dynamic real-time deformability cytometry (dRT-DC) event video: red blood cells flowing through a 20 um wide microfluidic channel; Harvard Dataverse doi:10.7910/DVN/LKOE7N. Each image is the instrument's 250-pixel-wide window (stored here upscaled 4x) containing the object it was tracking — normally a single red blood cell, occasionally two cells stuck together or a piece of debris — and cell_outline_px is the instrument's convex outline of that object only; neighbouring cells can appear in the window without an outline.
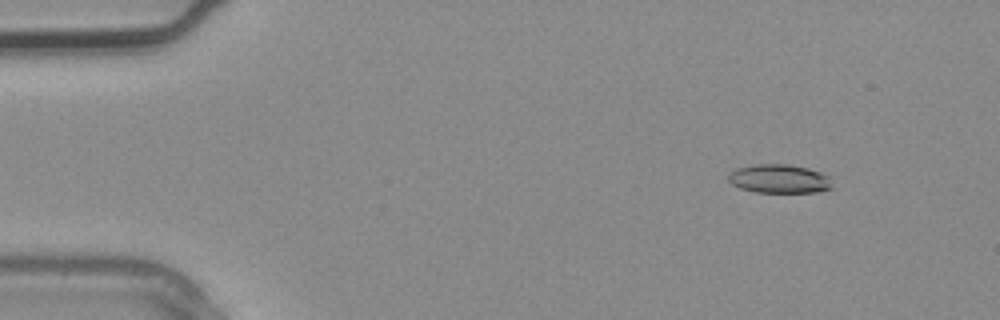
{"species": "common noctule bat (a hibernating species)", "species_latin": "Nyctalus noctula", "temperature_condition": "warm", "stored_images_in_passage": 3, "camera_frame_rate_fps": 3000, "um_per_image_px": 0.085, "animal": {"sex": "male", "body_mass_g": 20.4}, "frame": {"image": 1, "passage_image": 1, "time_ms": 0.0, "image_size_px": [1000, 320], "cell_outline_px": [[832, 188], [816, 192], [756, 192], [740, 188], [732, 184], [728, 180], [728, 176], [736, 168], [752, 164], [788, 164], [808, 168], [820, 172], [828, 176]], "centroid_in_image_um": [66.22, 15.19], "position_along_channel_um": 18.8, "area_um2": 17.34}}
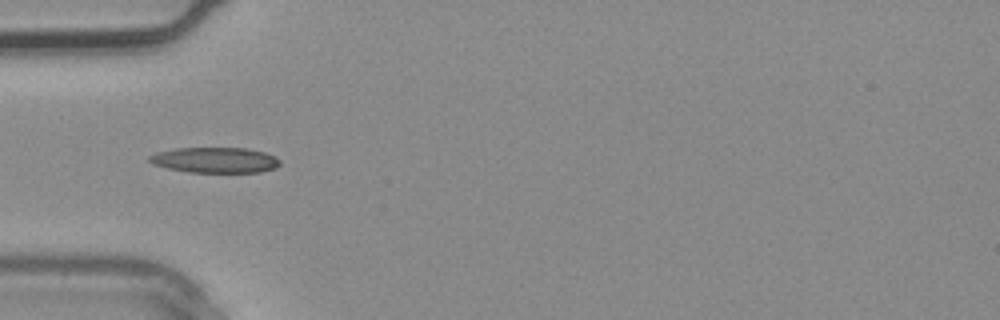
{"frame": {"image": 2, "passage_image": 3, "time_ms": 0.667, "image_size_px": [1000, 320], "cell_outline_px": [[280, 164], [276, 168], [260, 172], [188, 172], [168, 168], [152, 164], [148, 160], [148, 156], [156, 152], [176, 148], [248, 148], [264, 152], [276, 156], [280, 160]], "centroid_in_image_um": [18.29, 13.6], "position_along_channel_um": 66.7, "area_um2": 19.54}}